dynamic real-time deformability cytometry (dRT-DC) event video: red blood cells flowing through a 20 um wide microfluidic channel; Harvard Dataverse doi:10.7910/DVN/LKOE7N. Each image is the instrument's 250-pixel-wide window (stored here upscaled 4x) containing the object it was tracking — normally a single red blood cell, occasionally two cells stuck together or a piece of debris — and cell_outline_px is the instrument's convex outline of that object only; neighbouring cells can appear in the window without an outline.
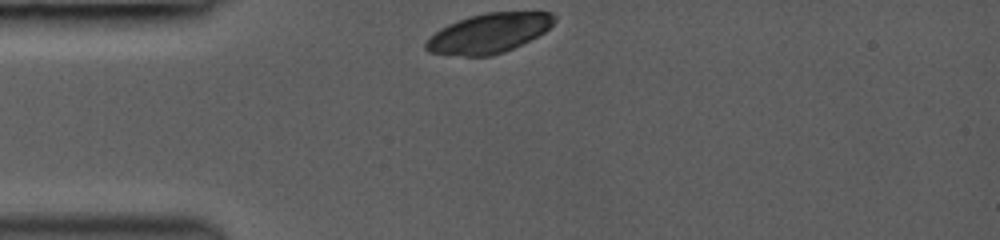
{"species": "common noctule bat (a hibernating species)", "species_latin": "Nyctalus noctula", "temperature_condition": "room temperature", "stored_images_in_passage": 25, "camera_frame_rate_fps": 3000, "um_per_image_px": 0.085, "animal": {"sex": "female", "body_mass_g": 19.0, "forearm_length_mm": 53.3}, "frame": {"image": 1, "passage_image": 1, "time_ms": 0.0, "image_size_px": [1000, 240], "cell_outline_px": [[556, 20], [544, 32], [504, 52], [492, 56], [464, 56], [428, 52], [424, 48], [424, 44], [440, 28], [448, 24], [468, 16], [484, 12], [552, 12], [556, 16]], "centroid_in_image_um": [41.54, 2.81], "position_along_channel_um": 43.5, "area_um2": 29.42}}
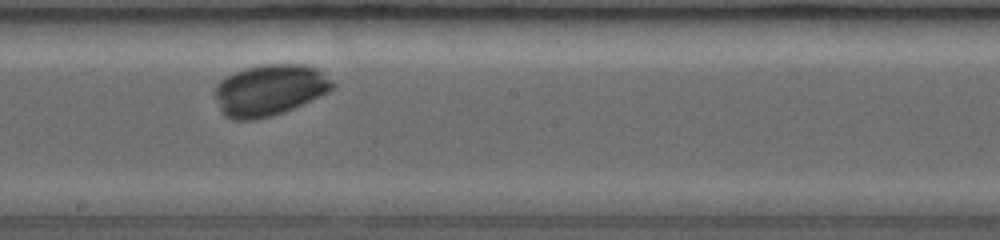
{"frame": {"image": 2, "passage_image": 13, "time_ms": 5.0, "image_size_px": [1000, 240], "cell_outline_px": [[336, 84], [328, 92], [320, 96], [284, 112], [272, 116], [256, 120], [232, 120], [224, 116], [220, 112], [212, 92], [216, 84], [220, 80], [232, 72], [244, 68], [264, 64], [304, 64], [316, 68], [332, 80]], "centroid_in_image_um": [22.84, 7.66], "position_along_channel_um": 225.4, "area_um2": 35.66}}
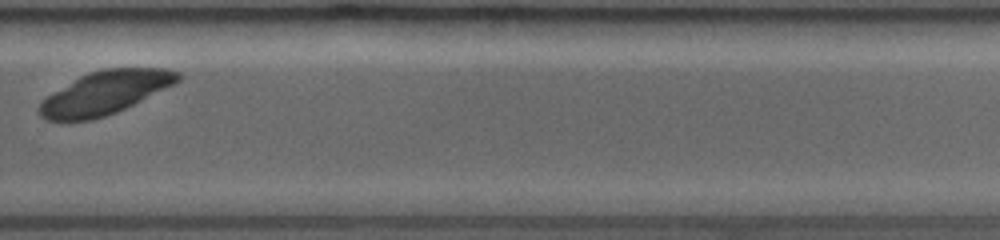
{"frame": {"image": 3, "passage_image": 19, "time_ms": 7.333, "image_size_px": [1000, 240], "cell_outline_px": [[184, 76], [180, 80], [116, 112], [92, 120], [44, 120], [40, 116], [36, 108], [48, 96], [80, 76], [88, 72], [104, 68], [168, 68], [180, 72]], "centroid_in_image_um": [8.92, 7.87], "position_along_channel_um": 320.9, "area_um2": 34.28}}